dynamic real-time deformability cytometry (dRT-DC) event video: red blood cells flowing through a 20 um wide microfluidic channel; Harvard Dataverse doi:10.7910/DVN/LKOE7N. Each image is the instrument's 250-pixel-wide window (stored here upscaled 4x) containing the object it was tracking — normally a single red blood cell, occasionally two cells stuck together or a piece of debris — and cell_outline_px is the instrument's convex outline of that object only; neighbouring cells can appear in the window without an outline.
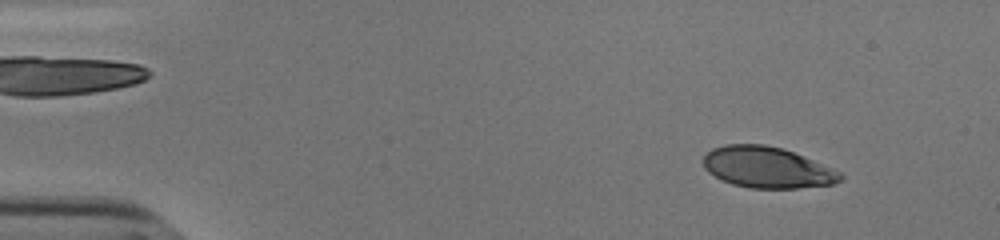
{"species": "human", "species_latin": "Homo sapiens", "temperature_condition": "cold", "stored_images_in_passage": 54, "camera_frame_rate_fps": 3000, "um_per_image_px": 0.085, "donor": {"sex": "male"}, "frame": {"image": 1, "passage_image": 6, "time_ms": 1.667, "image_size_px": [1000, 240], "cell_outline_px": [[844, 176], [836, 184], [796, 188], [748, 188], [732, 184], [708, 172], [704, 168], [704, 156], [712, 148], [724, 144], [764, 144], [784, 148], [832, 168], [840, 172]], "centroid_in_image_um": [65.21, 14.22], "position_along_channel_um": 19.8, "area_um2": 32.83}}
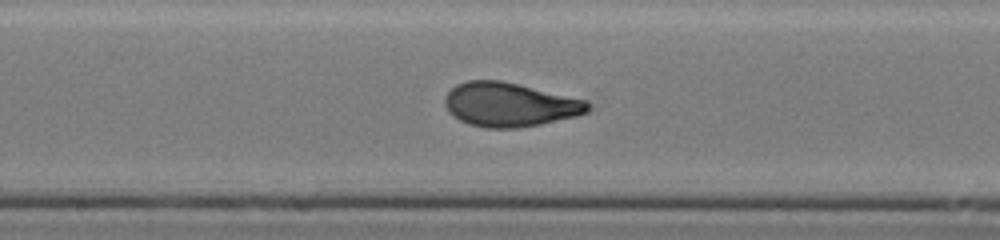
{"frame": {"image": 2, "passage_image": 29, "time_ms": 9.333, "image_size_px": [1000, 240], "cell_outline_px": [[592, 104], [588, 112], [576, 116], [540, 124], [516, 128], [484, 128], [468, 124], [460, 120], [448, 112], [444, 104], [444, 96], [456, 84], [468, 80], [500, 80], [588, 100]], "centroid_in_image_um": [43.32, 8.89], "position_along_channel_um": 204.9, "area_um2": 36.88}}
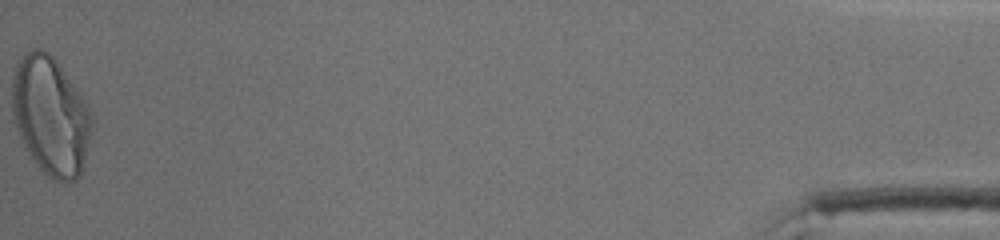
{"frame": {"image": 3, "passage_image": 54, "time_ms": 17.667, "image_size_px": [1000, 240], "cell_outline_px": [[92, 132], [84, 164], [80, 176], [76, 180], [64, 184], [48, 176], [36, 164], [20, 140], [12, 116], [12, 72], [20, 56], [24, 52], [32, 48], [44, 48], [56, 60], [88, 104], [92, 120]], "centroid_in_image_um": [4.29, 9.84], "position_along_channel_um": 430.9, "area_um2": 55.72}, "authors_computed_cell_mechanics": {"area_um2": 36.4718, "velocity_mm_per_s": 3.8272, "shape_relaxation_time_tau1_ms": 3.9669, "shape_relaxation_time_tau2_ms": null, "deformation_change_tau1": 0.1873, "deformation_change_tau2": null}}